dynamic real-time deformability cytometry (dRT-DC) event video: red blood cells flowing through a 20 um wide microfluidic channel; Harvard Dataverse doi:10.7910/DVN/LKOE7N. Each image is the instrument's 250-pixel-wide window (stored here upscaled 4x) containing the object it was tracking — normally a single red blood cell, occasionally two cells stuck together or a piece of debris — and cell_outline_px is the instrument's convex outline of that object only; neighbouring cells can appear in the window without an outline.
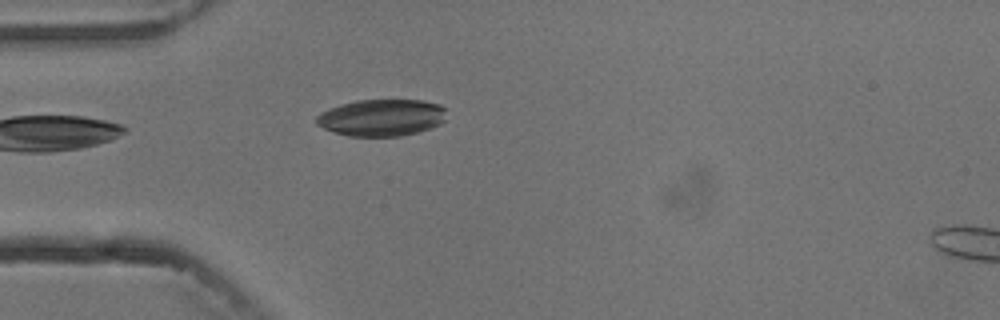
{"species": "common noctule bat (a hibernating species)", "species_latin": "Nyctalus noctula", "temperature_condition": "cold", "stored_images_in_passage": 4, "camera_frame_rate_fps": 3000, "um_per_image_px": 0.085, "animal": {"sex": "male", "body_mass_g": 13.3}, "frame": {"image": 1, "passage_image": 3, "time_ms": 2.333, "image_size_px": [1000, 320], "cell_outline_px": [[444, 120], [440, 124], [416, 132], [400, 136], [348, 136], [332, 132], [316, 124], [316, 116], [320, 112], [340, 104], [356, 100], [424, 100], [440, 104], [444, 108]], "centroid_in_image_um": [32.39, 9.99], "position_along_channel_um": 52.6, "area_um2": 27.92}}